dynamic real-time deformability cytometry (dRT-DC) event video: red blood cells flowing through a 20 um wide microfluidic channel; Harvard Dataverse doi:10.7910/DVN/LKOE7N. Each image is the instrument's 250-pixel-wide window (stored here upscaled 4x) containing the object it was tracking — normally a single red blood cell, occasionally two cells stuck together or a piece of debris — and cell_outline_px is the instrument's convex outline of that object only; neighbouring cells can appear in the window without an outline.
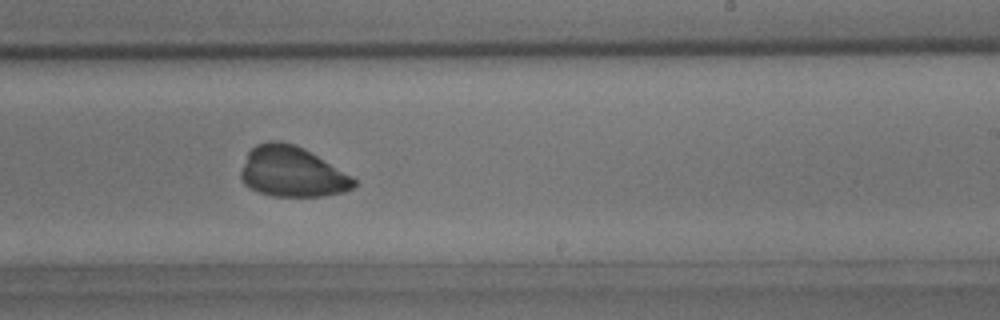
{"species": "common noctule bat (a hibernating species)", "species_latin": "Nyctalus noctula", "temperature_condition": "room temperature", "stored_images_in_passage": 33, "camera_frame_rate_fps": 3000, "um_per_image_px": 0.085, "animal": {"sex": "male", "body_mass_g": 15.6}, "frame": {"image": 1, "passage_image": 15, "time_ms": 4.667, "image_size_px": [1000, 320], "cell_outline_px": [[356, 184], [352, 188], [344, 192], [324, 196], [272, 196], [260, 192], [244, 184], [240, 176], [240, 172], [248, 152], [256, 144], [268, 140], [276, 140], [292, 144], [304, 148], [352, 176], [356, 180]], "centroid_in_image_um": [24.82, 14.6], "position_along_channel_um": 264.2, "area_um2": 33.06}}